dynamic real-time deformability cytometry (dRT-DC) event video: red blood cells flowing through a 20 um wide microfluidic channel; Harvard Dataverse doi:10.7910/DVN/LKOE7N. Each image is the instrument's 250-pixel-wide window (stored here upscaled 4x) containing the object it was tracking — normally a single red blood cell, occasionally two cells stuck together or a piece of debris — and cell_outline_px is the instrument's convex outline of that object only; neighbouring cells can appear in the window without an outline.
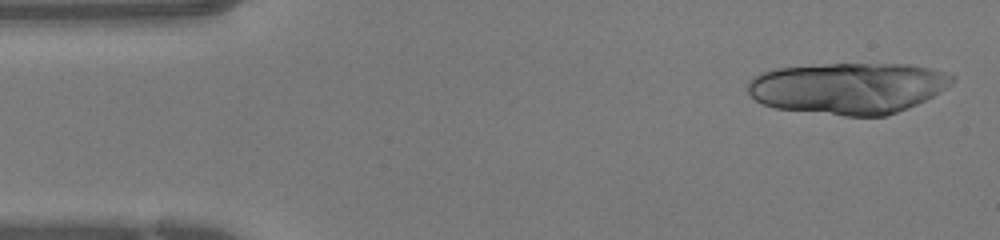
{"species": "human", "species_latin": "Homo sapiens", "temperature_condition": "warm", "stored_images_in_passage": 16, "camera_frame_rate_fps": 3000, "um_per_image_px": 0.085, "donor": {"sex": "female"}, "frame": {"image": 1, "passage_image": 1, "time_ms": 0.0, "image_size_px": [1000, 240], "cell_outline_px": [[956, 80], [940, 92], [908, 108], [884, 116], [844, 116], [776, 108], [764, 104], [756, 100], [748, 92], [748, 80], [760, 72], [776, 68], [824, 64], [908, 64], [928, 68], [944, 72], [956, 76]], "centroid_in_image_um": [72.09, 7.48], "position_along_channel_um": 12.9, "area_um2": 61.21}}